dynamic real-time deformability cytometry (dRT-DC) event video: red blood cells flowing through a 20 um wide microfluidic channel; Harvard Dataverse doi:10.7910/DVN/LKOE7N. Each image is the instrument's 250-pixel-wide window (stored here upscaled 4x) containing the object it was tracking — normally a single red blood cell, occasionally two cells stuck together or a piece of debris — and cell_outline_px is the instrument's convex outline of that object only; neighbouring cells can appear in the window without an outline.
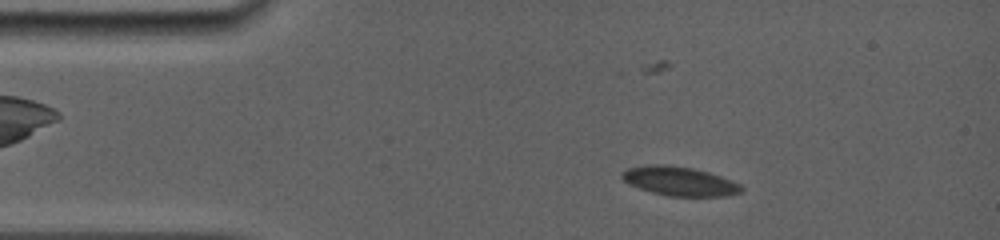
{"species": "common noctule bat (a hibernating species)", "species_latin": "Nyctalus noctula", "temperature_condition": "room temperature", "stored_images_in_passage": 26, "camera_frame_rate_fps": 5000, "um_per_image_px": 0.085, "animal": {"sex": "female", "body_mass_g": 19.0, "forearm_length_mm": 56.7}, "frame": {"image": 1, "passage_image": 19, "time_ms": 3.4, "image_size_px": [1000, 240], "cell_outline_px": [[744, 188], [740, 192], [728, 196], [668, 196], [652, 192], [628, 184], [620, 176], [628, 168], [648, 164], [668, 164], [692, 168], [708, 172], [732, 180], [740, 184]], "centroid_in_image_um": [57.77, 15.4], "position_along_channel_um": 27.2, "area_um2": 20.23}}